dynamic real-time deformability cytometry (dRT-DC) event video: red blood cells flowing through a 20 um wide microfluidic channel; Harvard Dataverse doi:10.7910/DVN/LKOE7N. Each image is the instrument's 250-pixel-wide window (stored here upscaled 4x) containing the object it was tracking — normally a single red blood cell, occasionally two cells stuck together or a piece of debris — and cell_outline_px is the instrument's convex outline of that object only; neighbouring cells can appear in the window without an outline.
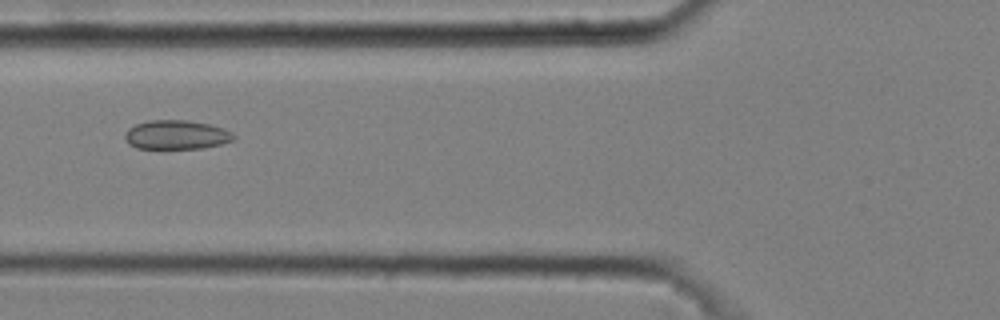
{"species": "common noctule bat (a hibernating species)", "species_latin": "Nyctalus noctula", "temperature_condition": "cold", "stored_images_in_passage": 6, "camera_frame_rate_fps": 3000, "um_per_image_px": 0.085, "animal": {"sex": "male", "body_mass_g": 20.4}, "frame": {"image": 1, "passage_image": 6, "time_ms": 1.667, "image_size_px": [1000, 320], "cell_outline_px": [[236, 140], [220, 144], [200, 148], [136, 148], [128, 144], [124, 140], [124, 132], [128, 128], [136, 124], [148, 120], [188, 120], [208, 124], [224, 128], [232, 132], [236, 136]], "centroid_in_image_um": [14.98, 11.45], "position_along_channel_um": 110.8, "area_um2": 18.61}}